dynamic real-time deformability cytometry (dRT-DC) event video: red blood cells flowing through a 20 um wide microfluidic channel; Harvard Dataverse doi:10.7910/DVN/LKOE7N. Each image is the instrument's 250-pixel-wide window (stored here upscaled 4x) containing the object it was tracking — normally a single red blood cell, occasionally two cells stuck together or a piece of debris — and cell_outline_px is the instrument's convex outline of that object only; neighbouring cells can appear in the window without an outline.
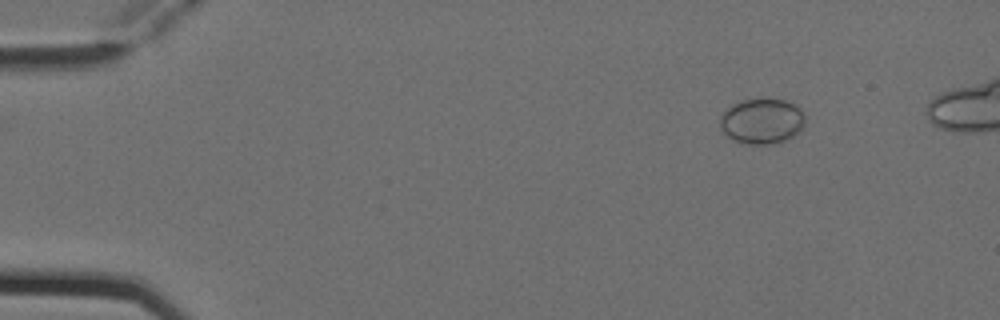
{"species": "Egyptian fruit bat (a non-hibernating species)", "species_latin": "Rousettus aegyptiacus", "temperature_condition": "cold", "stored_images_in_passage": 8, "camera_frame_rate_fps": 3000, "um_per_image_px": 0.085, "animal": {"sex": "female"}, "frame": {"image": 1, "passage_image": 2, "time_ms": 0.333, "image_size_px": [1000, 320], "cell_outline_px": [[804, 124], [800, 132], [796, 136], [788, 140], [772, 144], [748, 144], [732, 140], [720, 128], [720, 116], [732, 104], [744, 100], [784, 100], [796, 104], [804, 112]], "centroid_in_image_um": [64.8, 10.32], "position_along_channel_um": 20.2, "area_um2": 22.6}}
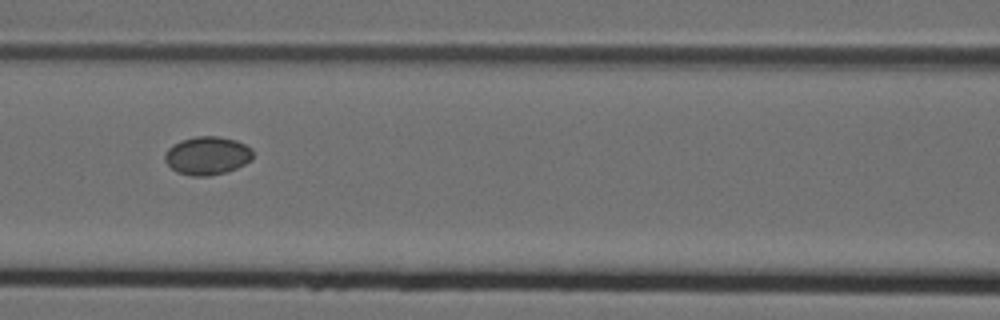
{"frame": {"image": 2, "passage_image": 6, "time_ms": 1.667, "image_size_px": [1000, 320], "cell_outline_px": [[252, 160], [236, 168], [224, 172], [208, 176], [192, 176], [176, 172], [164, 160], [164, 156], [168, 148], [172, 144], [180, 140], [196, 136], [220, 136], [236, 140], [252, 148]], "centroid_in_image_um": [17.6, 13.22], "position_along_channel_um": 149.0, "area_um2": 19.71}}
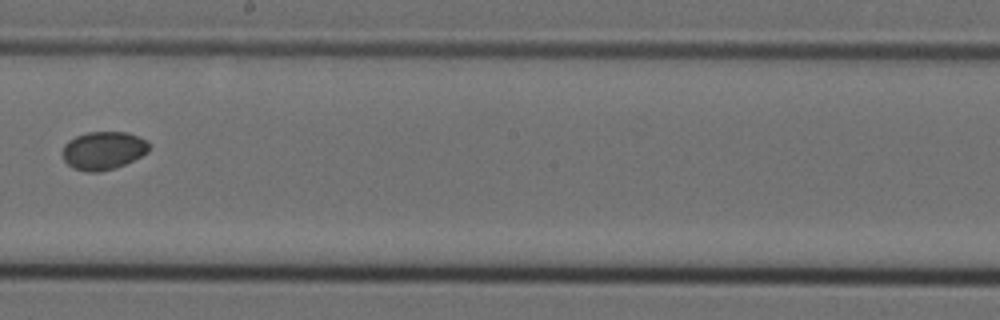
{"frame": {"image": 3, "passage_image": 8, "time_ms": 2.333, "image_size_px": [1000, 320], "cell_outline_px": [[148, 152], [116, 168], [100, 172], [88, 172], [72, 168], [64, 160], [60, 152], [64, 144], [68, 140], [76, 136], [88, 132], [128, 132], [144, 140], [148, 144]], "centroid_in_image_um": [8.71, 12.8], "position_along_channel_um": 239.5, "area_um2": 19.25}}